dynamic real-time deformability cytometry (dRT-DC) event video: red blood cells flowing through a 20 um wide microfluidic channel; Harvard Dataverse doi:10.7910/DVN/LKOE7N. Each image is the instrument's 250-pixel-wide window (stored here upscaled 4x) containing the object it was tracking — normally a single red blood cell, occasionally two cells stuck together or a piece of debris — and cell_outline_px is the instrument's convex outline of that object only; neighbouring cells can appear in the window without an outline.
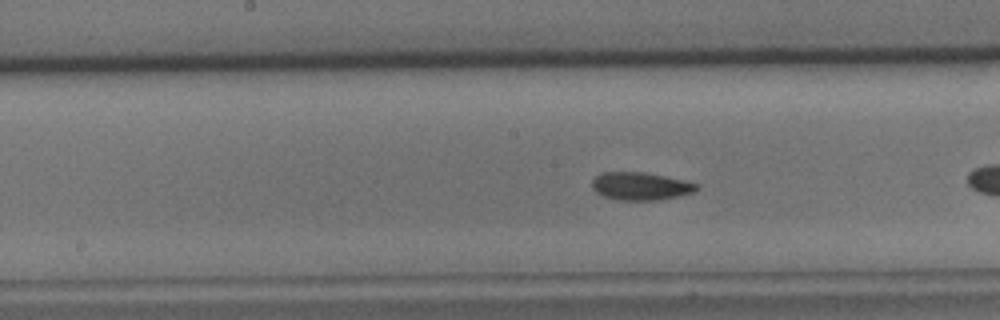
{"species": "common noctule bat (a hibernating species)", "species_latin": "Nyctalus noctula", "temperature_condition": "cold", "stored_images_in_passage": 41, "camera_frame_rate_fps": 3000, "um_per_image_px": 0.085, "animal": {"sex": "male", "body_mass_g": 15.6}, "frame": {"image": 1, "passage_image": 12, "time_ms": 3.667, "image_size_px": [1000, 320], "cell_outline_px": [[700, 188], [692, 192], [680, 196], [656, 200], [616, 200], [604, 196], [596, 192], [592, 188], [592, 180], [600, 172], [644, 172], [684, 180], [700, 184]], "centroid_in_image_um": [54.45, 15.82], "position_along_channel_um": 193.7, "area_um2": 17.05}, "authors_computed_cell_mechanics": {"area_um2": 16.8198, "velocity_mm_per_s": 3.468, "shape_relaxation_time_tau1_ms": 3.2588, "shape_relaxation_time_tau2_ms": 1.7319, "deformation_change_tau1": 0.0822, "deformation_change_tau2": 0.0536}}